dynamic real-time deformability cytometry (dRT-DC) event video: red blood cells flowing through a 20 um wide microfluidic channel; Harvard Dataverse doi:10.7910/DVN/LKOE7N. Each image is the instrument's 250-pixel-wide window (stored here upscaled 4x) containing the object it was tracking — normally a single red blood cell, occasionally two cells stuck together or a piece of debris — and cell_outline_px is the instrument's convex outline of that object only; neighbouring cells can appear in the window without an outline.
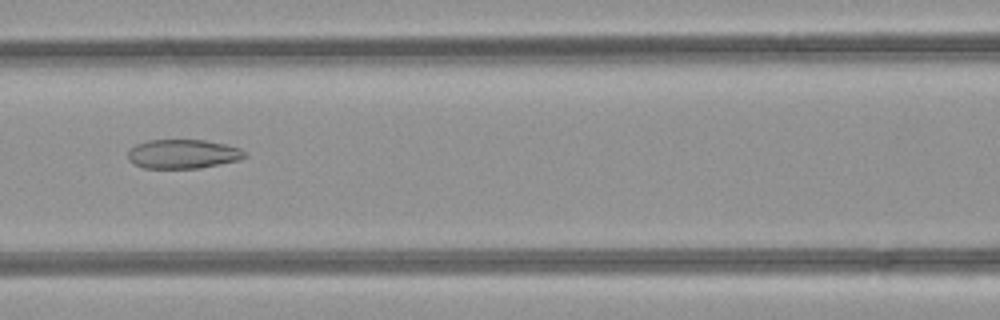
{"species": "common noctule bat (a hibernating species)", "species_latin": "Nyctalus noctula", "temperature_condition": "room temperature", "stored_images_in_passage": 40, "camera_frame_rate_fps": 3000, "um_per_image_px": 0.085, "animal": {"sex": "female", "body_mass_g": 21.9}, "frame": {"image": 1, "passage_image": 13, "time_ms": 4.0, "image_size_px": [1000, 320], "cell_outline_px": [[248, 156], [240, 160], [200, 168], [144, 168], [136, 164], [128, 156], [128, 152], [136, 144], [148, 140], [204, 140], [224, 144], [240, 148]], "centroid_in_image_um": [15.59, 13.09], "position_along_channel_um": 151.0, "area_um2": 19.65}}
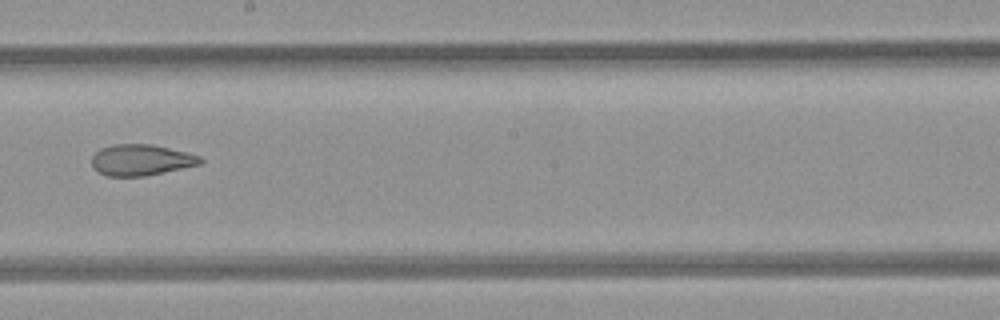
{"frame": {"image": 2, "passage_image": 19, "time_ms": 6.0, "image_size_px": [1000, 320], "cell_outline_px": [[204, 160], [200, 164], [144, 176], [104, 176], [92, 168], [92, 156], [100, 148], [112, 144], [152, 144], [188, 152], [200, 156]], "centroid_in_image_um": [11.96, 13.59], "position_along_channel_um": 236.2, "area_um2": 19.77}}
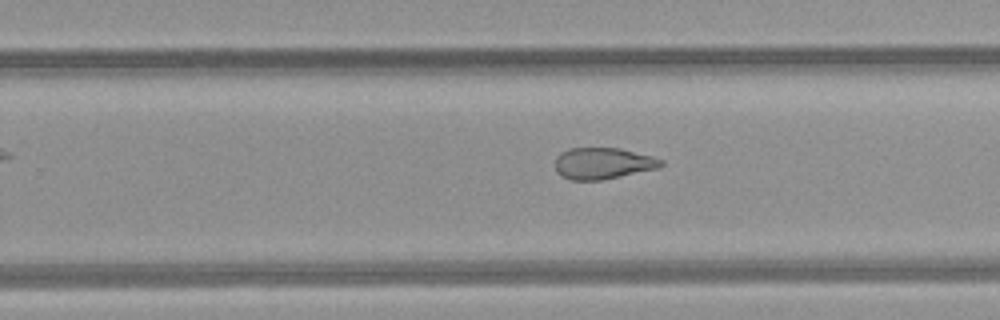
{"frame": {"image": 3, "passage_image": 22, "time_ms": 7.0, "image_size_px": [1000, 320], "cell_outline_px": [[664, 164], [660, 168], [600, 180], [572, 180], [560, 176], [556, 172], [556, 156], [560, 152], [568, 148], [620, 148], [652, 156], [664, 160]], "centroid_in_image_um": [51.25, 13.88], "position_along_channel_um": 278.6, "area_um2": 19.54}, "authors_computed_cell_mechanics": {"area_um2": 21.9351, "velocity_mm_per_s": 4.265, "shape_relaxation_time_tau1_ms": null, "shape_relaxation_time_tau2_ms": 2.6012, "deformation_change_tau1": null, "deformation_change_tau2": 0.1086}}